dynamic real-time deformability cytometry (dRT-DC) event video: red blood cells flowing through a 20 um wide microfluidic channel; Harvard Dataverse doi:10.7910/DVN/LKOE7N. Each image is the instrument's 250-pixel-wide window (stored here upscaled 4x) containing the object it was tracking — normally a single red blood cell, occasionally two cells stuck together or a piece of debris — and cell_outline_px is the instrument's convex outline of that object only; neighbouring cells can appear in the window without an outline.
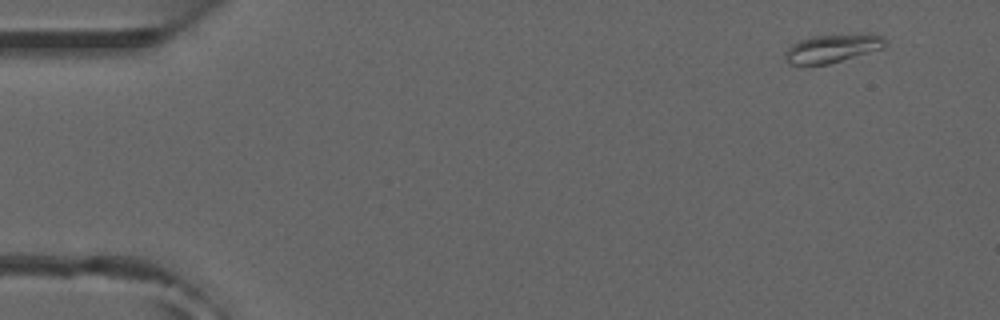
{"species": "common noctule bat (a hibernating species)", "species_latin": "Nyctalus noctula", "temperature_condition": "room temperature", "stored_images_in_passage": 4, "camera_frame_rate_fps": 3000, "um_per_image_px": 0.085, "animal": {"sex": "male", "forearm_length_mm": 52.5}, "frame": {"image": 1, "passage_image": 1, "time_ms": 0.0, "image_size_px": [1000, 320], "cell_outline_px": [[888, 44], [884, 48], [828, 64], [788, 64], [784, 60], [784, 52], [792, 44], [800, 40], [812, 36], [860, 32], [872, 32], [884, 36], [888, 40]], "centroid_in_image_um": [70.84, 4.06], "position_along_channel_um": 14.2, "area_um2": 17.17}}